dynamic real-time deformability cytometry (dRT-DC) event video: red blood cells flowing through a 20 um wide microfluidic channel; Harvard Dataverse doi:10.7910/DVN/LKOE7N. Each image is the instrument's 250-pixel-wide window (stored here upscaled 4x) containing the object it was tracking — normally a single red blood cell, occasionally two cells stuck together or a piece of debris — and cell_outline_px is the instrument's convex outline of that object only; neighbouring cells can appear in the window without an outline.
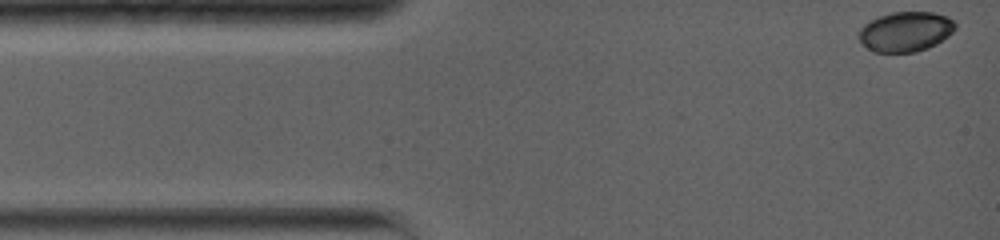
{"species": "common noctule bat (a hibernating species)", "species_latin": "Nyctalus noctula", "temperature_condition": "warm", "stored_images_in_passage": 46, "camera_frame_rate_fps": 5000, "um_per_image_px": 0.085, "animal": {"sex": "female", "body_mass_g": 19.0, "forearm_length_mm": 56.7}, "frame": {"image": 1, "passage_image": 1, "time_ms": 0.0, "image_size_px": [1000, 240], "cell_outline_px": [[956, 28], [948, 36], [936, 44], [928, 48], [916, 52], [872, 52], [856, 36], [860, 28], [864, 24], [880, 16], [892, 12], [932, 12], [948, 16], [956, 20]], "centroid_in_image_um": [76.99, 2.68], "position_along_channel_um": 8.0, "area_um2": 22.6}}
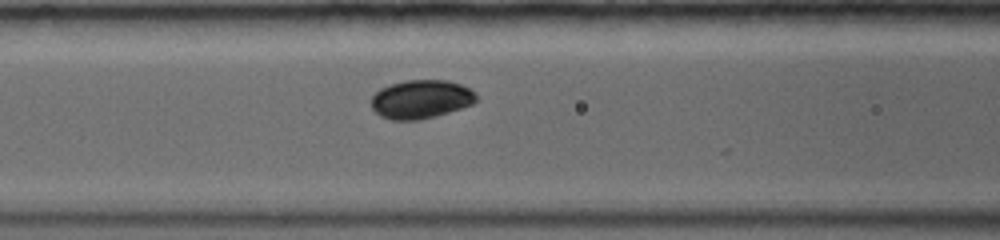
{"frame": {"image": 2, "passage_image": 20, "time_ms": 5.2, "image_size_px": [1000, 240], "cell_outline_px": [[476, 100], [472, 104], [448, 112], [420, 120], [392, 120], [380, 116], [372, 108], [372, 96], [380, 88], [404, 80], [448, 80], [460, 84], [468, 88], [476, 96]], "centroid_in_image_um": [35.75, 8.43], "position_along_channel_um": 130.9, "area_um2": 23.41}}
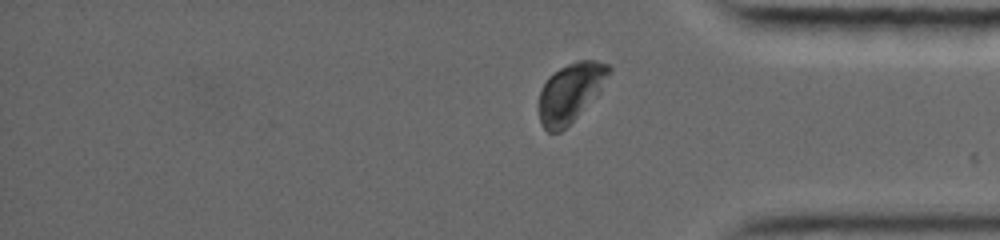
{"frame": {"image": 3, "passage_image": 40, "time_ms": 12.2, "image_size_px": [1000, 240], "cell_outline_px": [[612, 68], [600, 92], [560, 132], [548, 132], [540, 124], [540, 92], [548, 76], [560, 68], [568, 64], [580, 60], [596, 60], [608, 64]], "centroid_in_image_um": [48.5, 7.84], "position_along_channel_um": 386.7, "area_um2": 23.64}, "authors_computed_cell_mechanics": {"area_um2": 23.8714, "velocity_mm_per_s": 3.7588, "shape_relaxation_time_tau1_ms": 1.7351, "shape_relaxation_time_tau2_ms": null, "deformation_change_tau1": 0.079, "deformation_change_tau2": null}}